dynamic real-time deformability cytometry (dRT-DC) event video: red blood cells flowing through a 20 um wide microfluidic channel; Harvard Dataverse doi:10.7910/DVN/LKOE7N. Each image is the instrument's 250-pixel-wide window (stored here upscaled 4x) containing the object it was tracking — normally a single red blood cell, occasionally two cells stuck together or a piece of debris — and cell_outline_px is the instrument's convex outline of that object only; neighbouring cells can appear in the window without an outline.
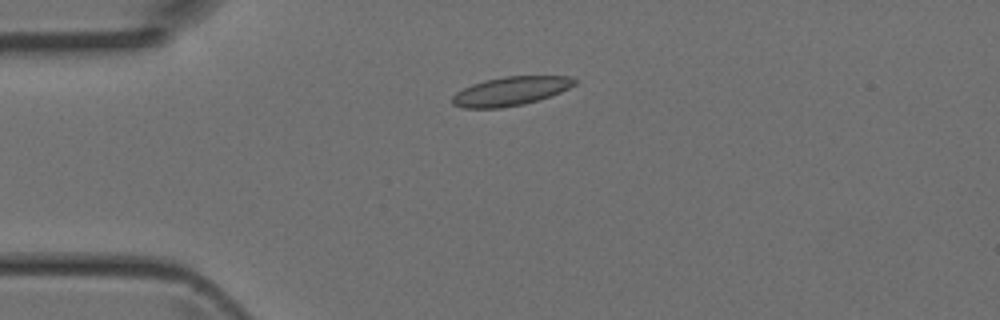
{"species": "Egyptian fruit bat (a non-hibernating species)", "species_latin": "Rousettus aegyptiacus", "temperature_condition": "room temperature", "stored_images_in_passage": 4, "camera_frame_rate_fps": 3000, "um_per_image_px": 0.085, "animal": {"sex": "female"}, "frame": {"image": 1, "passage_image": 2, "time_ms": 0.333, "image_size_px": [1000, 320], "cell_outline_px": [[576, 84], [560, 92], [524, 104], [500, 108], [460, 108], [452, 104], [452, 96], [456, 92], [472, 84], [484, 80], [504, 76], [568, 76], [576, 80]], "centroid_in_image_um": [43.35, 7.75], "position_along_channel_um": 41.6, "area_um2": 20.46}}
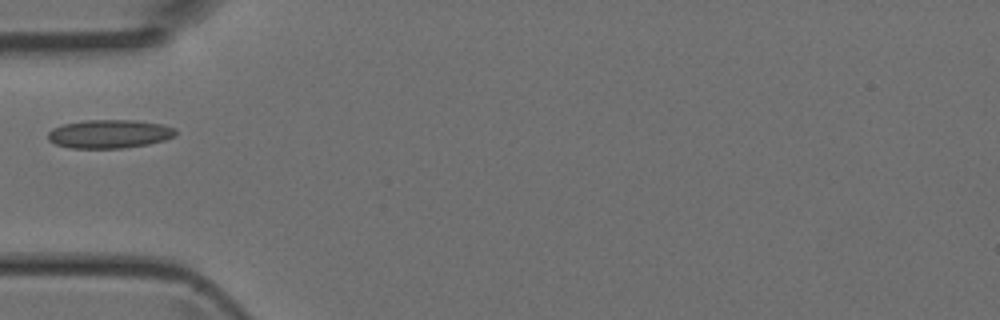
{"frame": {"image": 2, "passage_image": 3, "time_ms": 0.667, "image_size_px": [1000, 320], "cell_outline_px": [[176, 136], [164, 140], [148, 144], [124, 148], [72, 148], [56, 144], [48, 140], [48, 132], [52, 128], [64, 124], [84, 120], [136, 120], [160, 124], [176, 128]], "centroid_in_image_um": [9.31, 11.38], "position_along_channel_um": 75.7, "area_um2": 21.27}}
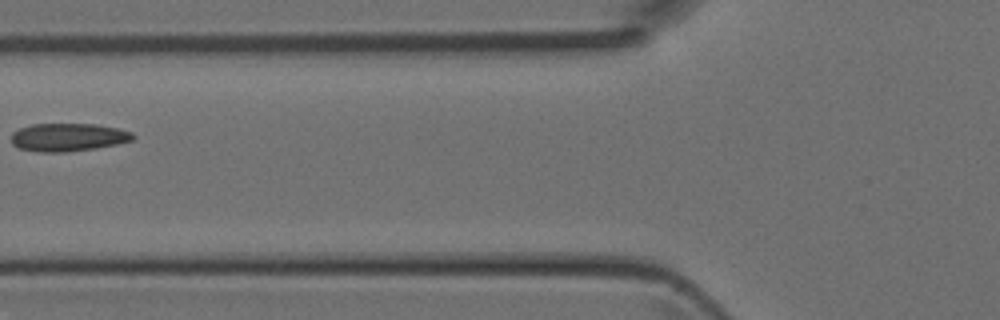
{"frame": {"image": 3, "passage_image": 4, "time_ms": 1.0, "image_size_px": [1000, 320], "cell_outline_px": [[136, 136], [132, 140], [116, 144], [96, 148], [64, 152], [40, 152], [20, 148], [12, 144], [12, 132], [20, 128], [32, 124], [96, 124], [116, 128], [132, 132]], "centroid_in_image_um": [5.79, 11.66], "position_along_channel_um": 120.0, "area_um2": 19.77}}